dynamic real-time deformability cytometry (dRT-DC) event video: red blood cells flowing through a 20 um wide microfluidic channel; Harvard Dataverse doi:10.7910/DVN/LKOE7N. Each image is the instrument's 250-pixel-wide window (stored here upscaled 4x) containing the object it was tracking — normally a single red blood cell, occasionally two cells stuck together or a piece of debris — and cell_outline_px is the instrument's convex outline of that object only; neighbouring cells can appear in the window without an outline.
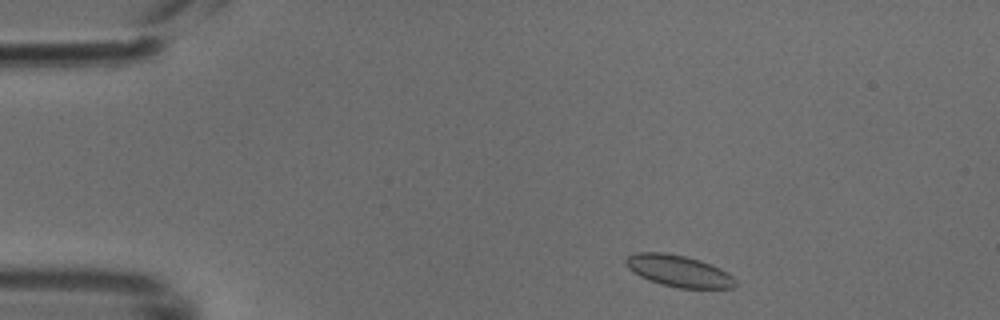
{"species": "common noctule bat (a hibernating species)", "species_latin": "Nyctalus noctula", "temperature_condition": "cold", "stored_images_in_passage": 45, "camera_frame_rate_fps": 3000, "um_per_image_px": 0.085, "animal": {"sex": "male", "body_mass_g": 18.8}, "frame": {"image": 1, "passage_image": 3, "time_ms": 0.667, "image_size_px": [1000, 320], "cell_outline_px": [[736, 284], [732, 288], [680, 288], [660, 284], [648, 280], [632, 272], [624, 264], [624, 260], [628, 256], [640, 252], [664, 252], [684, 256], [700, 260], [720, 268], [732, 276], [736, 280]], "centroid_in_image_um": [57.66, 23.03], "position_along_channel_um": 27.3, "area_um2": 20.17}}
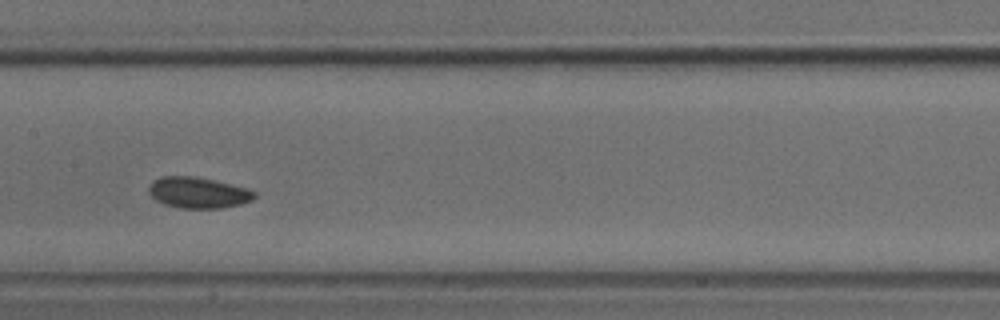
{"frame": {"image": 2, "passage_image": 20, "time_ms": 6.333, "image_size_px": [1000, 320], "cell_outline_px": [[256, 196], [252, 200], [240, 204], [224, 208], [180, 208], [164, 204], [156, 200], [148, 192], [148, 188], [152, 180], [160, 176], [196, 176], [248, 188], [256, 192]], "centroid_in_image_um": [16.83, 16.37], "position_along_channel_um": 190.6, "area_um2": 19.25}}
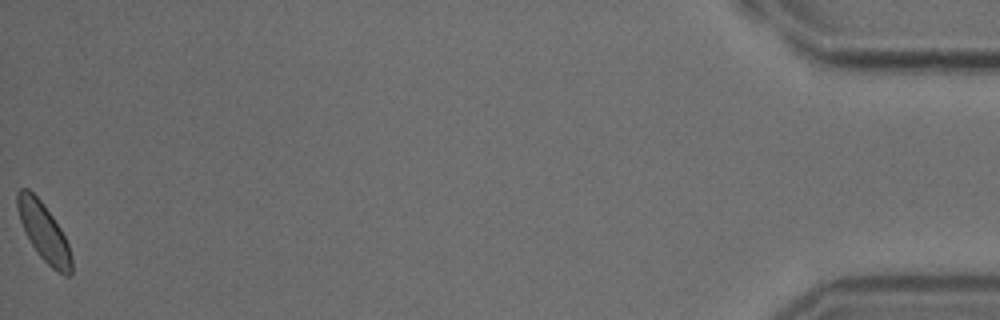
{"frame": {"image": 3, "passage_image": 45, "time_ms": 14.667, "image_size_px": [1000, 320], "cell_outline_px": [[72, 276], [64, 276], [56, 272], [36, 252], [20, 220], [16, 208], [16, 192], [20, 188], [28, 188], [40, 200], [52, 216], [60, 228], [68, 244], [72, 256]], "centroid_in_image_um": [3.73, 19.75], "position_along_channel_um": 431.5, "area_um2": 18.21}}